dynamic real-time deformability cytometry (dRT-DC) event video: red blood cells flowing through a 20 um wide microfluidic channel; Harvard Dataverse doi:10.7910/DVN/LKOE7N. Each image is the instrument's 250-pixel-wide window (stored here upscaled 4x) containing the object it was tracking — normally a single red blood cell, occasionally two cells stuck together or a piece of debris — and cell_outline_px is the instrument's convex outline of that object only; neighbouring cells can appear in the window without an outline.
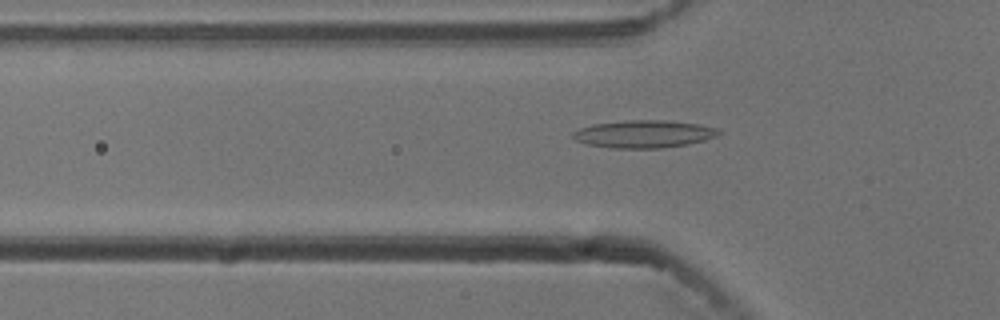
{"species": "common noctule bat (a hibernating species)", "species_latin": "Nyctalus noctula", "temperature_condition": "cold", "stored_images_in_passage": 54, "camera_frame_rate_fps": 3000, "um_per_image_px": 0.085, "animal": {"sex": "male", "body_mass_g": 13.3}, "frame": {"image": 1, "passage_image": 17, "time_ms": 5.333, "image_size_px": [1000, 320], "cell_outline_px": [[724, 132], [716, 136], [704, 140], [688, 144], [660, 148], [612, 148], [588, 144], [576, 140], [572, 136], [572, 132], [580, 128], [592, 124], [628, 120], [668, 120], [696, 124], [720, 128]], "centroid_in_image_um": [54.76, 11.38], "position_along_channel_um": 71.0, "area_um2": 23.47}}
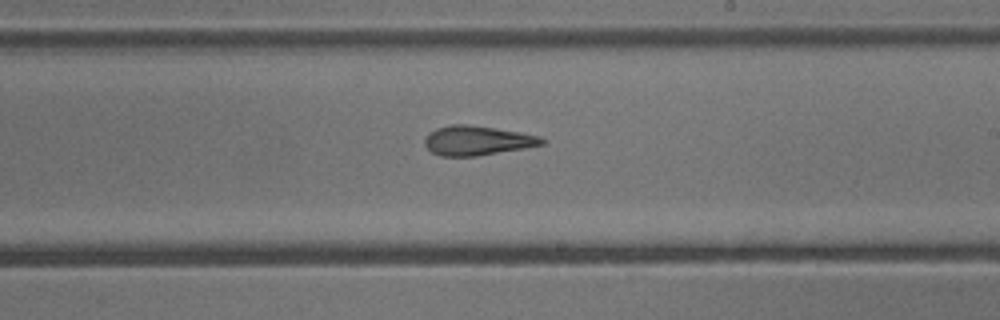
{"frame": {"image": 2, "passage_image": 31, "time_ms": 10.0, "image_size_px": [1000, 320], "cell_outline_px": [[548, 140], [544, 144], [524, 148], [476, 156], [440, 156], [432, 152], [424, 144], [424, 140], [428, 132], [436, 128], [452, 124], [468, 124], [520, 132], [540, 136]], "centroid_in_image_um": [40.56, 11.94], "position_along_channel_um": 248.4, "area_um2": 20.17}}
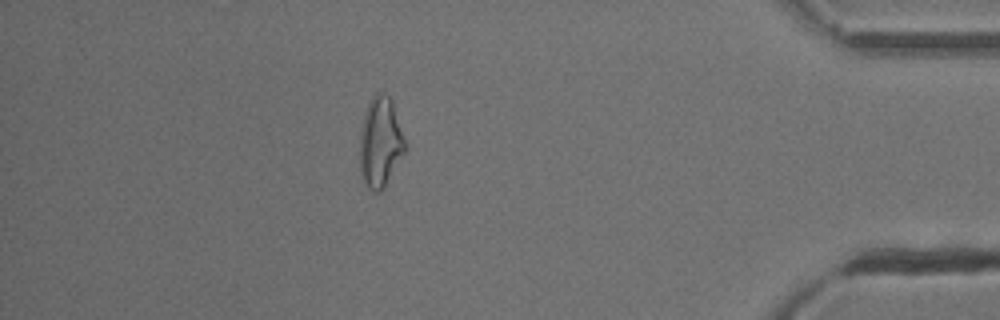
{"frame": {"image": 3, "passage_image": 47, "time_ms": 15.333, "image_size_px": [1000, 320], "cell_outline_px": [[408, 148], [384, 188], [380, 192], [372, 192], [368, 188], [360, 172], [360, 132], [364, 116], [368, 104], [372, 96], [376, 92], [380, 92], [388, 96], [392, 100]], "centroid_in_image_um": [32.35, 12.11], "position_along_channel_um": 402.9, "area_um2": 23.99}, "authors_computed_cell_mechanics": {"area_um2": 21.6172, "velocity_mm_per_s": 3.7679, "shape_relaxation_time_tau1_ms": 6.5035, "shape_relaxation_time_tau2_ms": 2.4239, "deformation_change_tau1": 0.2086, "deformation_change_tau2": 0.1281}}